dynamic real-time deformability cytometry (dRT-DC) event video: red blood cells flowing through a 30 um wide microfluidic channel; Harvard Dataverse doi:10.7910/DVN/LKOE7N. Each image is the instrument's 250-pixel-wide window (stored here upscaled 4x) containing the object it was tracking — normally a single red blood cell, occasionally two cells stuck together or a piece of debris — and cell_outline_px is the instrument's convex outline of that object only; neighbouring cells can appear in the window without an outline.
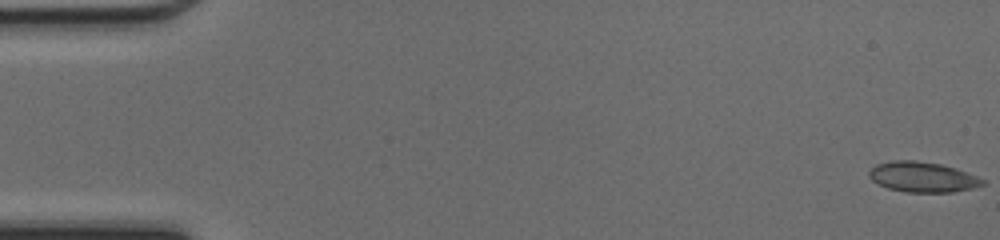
{"species": "common noctule bat (a hibernating species)", "species_latin": "Nyctalus noctula", "temperature_condition": "cold", "stored_images_in_passage": 49, "camera_frame_rate_fps": 3000, "um_per_image_px": 0.085, "animal": {"sex": "female", "body_mass_g": 17.0, "forearm_length_mm": 48.0}, "frame": {"image": 1, "passage_image": 1, "time_ms": 0.0, "image_size_px": [1000, 240], "cell_outline_px": [[984, 184], [972, 188], [952, 192], [904, 192], [888, 188], [872, 180], [868, 176], [868, 172], [876, 164], [892, 160], [916, 160], [940, 164], [956, 168], [976, 176], [984, 180]], "centroid_in_image_um": [78.39, 15.04], "position_along_channel_um": 6.6, "area_um2": 19.94}}
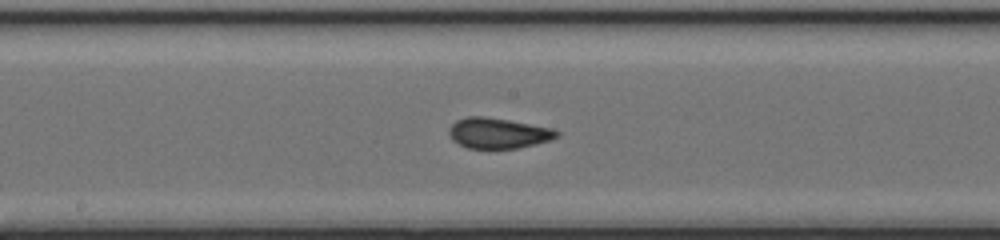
{"frame": {"image": 2, "passage_image": 26, "time_ms": 8.333, "image_size_px": [1000, 240], "cell_outline_px": [[560, 136], [536, 144], [516, 148], [468, 148], [452, 140], [448, 132], [448, 128], [456, 120], [468, 116], [484, 116], [508, 120], [552, 128], [560, 132]], "centroid_in_image_um": [42.33, 11.31], "position_along_channel_um": 205.9, "area_um2": 19.07}}
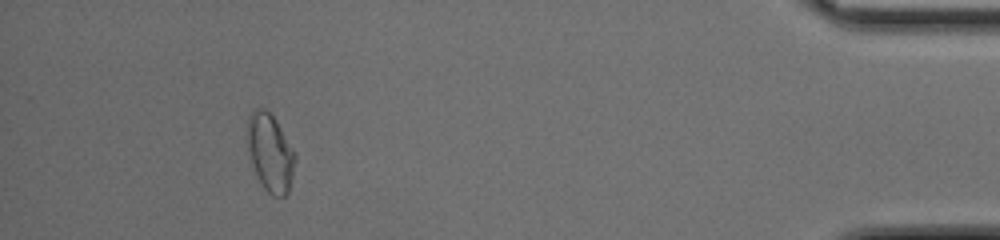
{"frame": {"image": 3, "passage_image": 45, "time_ms": 14.667, "image_size_px": [1000, 240], "cell_outline_px": [[296, 160], [288, 192], [280, 200], [272, 196], [260, 184], [248, 148], [248, 116], [252, 108], [264, 108], [276, 120], [292, 148], [296, 156]], "centroid_in_image_um": [22.98, 13.0], "position_along_channel_um": 412.2, "area_um2": 21.44}, "authors_computed_cell_mechanics": {"area_um2": 19.4208, "velocity_mm_per_s": 4.2839, "shape_relaxation_time_tau1_ms": null, "shape_relaxation_time_tau2_ms": 0.9601, "deformation_change_tau1": null, "deformation_change_tau2": 0.0666}}